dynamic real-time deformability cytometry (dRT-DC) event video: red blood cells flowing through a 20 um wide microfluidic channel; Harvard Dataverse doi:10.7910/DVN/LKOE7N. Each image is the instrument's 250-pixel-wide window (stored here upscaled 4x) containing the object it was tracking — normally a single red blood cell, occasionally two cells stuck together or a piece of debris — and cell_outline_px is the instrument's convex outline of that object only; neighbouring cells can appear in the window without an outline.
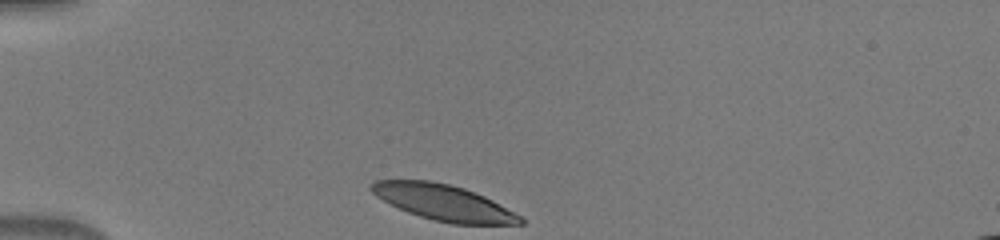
{"species": "human", "species_latin": "Homo sapiens", "temperature_condition": "warm", "stored_images_in_passage": 32, "camera_frame_rate_fps": 3000, "um_per_image_px": 0.085, "donor": {"sex": "male"}, "frame": {"image": 1, "passage_image": 1, "time_ms": 0.0, "image_size_px": [1000, 240], "cell_outline_px": [[524, 224], [452, 224], [432, 220], [408, 212], [376, 196], [368, 188], [368, 184], [376, 180], [432, 180], [464, 188], [484, 196], [492, 200], [520, 216], [524, 220]], "centroid_in_image_um": [37.67, 17.21], "position_along_channel_um": 47.3, "area_um2": 30.87}}
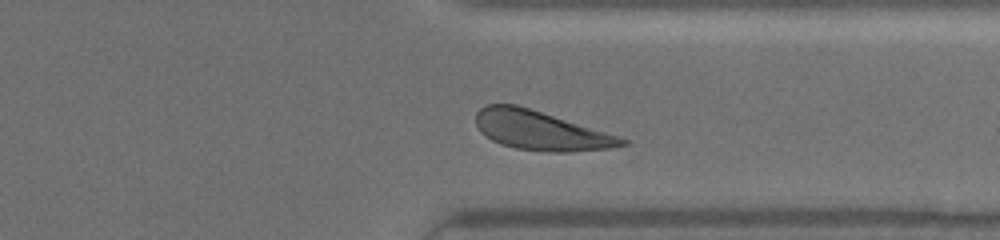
{"frame": {"image": 2, "passage_image": 27, "time_ms": 8.667, "image_size_px": [1000, 240], "cell_outline_px": [[628, 144], [612, 148], [568, 152], [548, 152], [516, 148], [500, 144], [484, 136], [480, 132], [476, 124], [476, 112], [480, 108], [488, 104], [516, 104], [616, 136], [628, 140]], "centroid_in_image_um": [45.88, 11.1], "position_along_channel_um": 365.5, "area_um2": 32.83}}
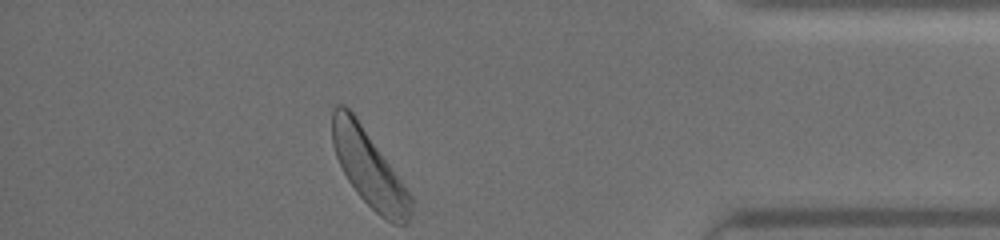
{"frame": {"image": 3, "passage_image": 32, "time_ms": 10.333, "image_size_px": [1000, 240], "cell_outline_px": [[412, 212], [408, 220], [404, 224], [392, 224], [380, 216], [356, 192], [348, 180], [336, 156], [332, 144], [332, 108], [336, 104], [344, 104], [352, 112], [412, 196]], "centroid_in_image_um": [31.34, 14.31], "position_along_channel_um": 403.9, "area_um2": 34.1}}